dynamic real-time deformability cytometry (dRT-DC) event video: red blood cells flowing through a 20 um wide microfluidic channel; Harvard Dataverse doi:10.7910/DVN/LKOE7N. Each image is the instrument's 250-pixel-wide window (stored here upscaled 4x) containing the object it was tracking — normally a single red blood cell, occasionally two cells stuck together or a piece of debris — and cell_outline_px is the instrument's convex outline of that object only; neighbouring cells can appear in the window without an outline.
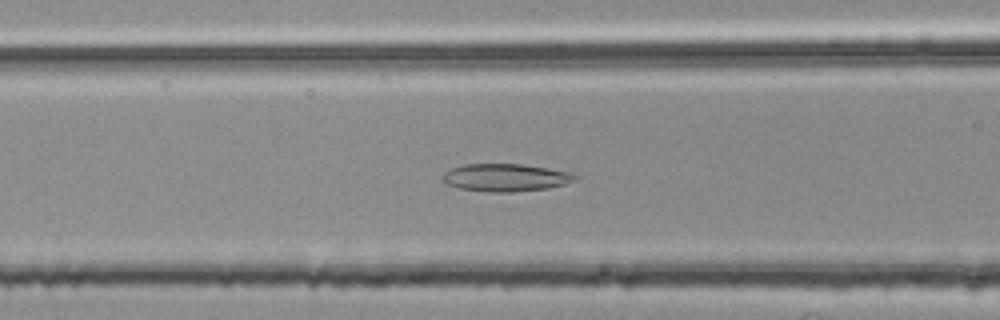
{"species": "common noctule bat (a hibernating species)", "species_latin": "Nyctalus noctula", "temperature_condition": "room temperature", "stored_images_in_passage": 43, "camera_frame_rate_fps": 3000, "um_per_image_px": 0.085, "animal": {"sex": "female", "body_mass_g": 25.1}, "frame": {"image": 1, "passage_image": 16, "time_ms": 5.0, "image_size_px": [1000, 320], "cell_outline_px": [[576, 180], [564, 184], [548, 188], [512, 192], [488, 192], [460, 188], [448, 184], [440, 180], [440, 176], [444, 172], [452, 168], [464, 164], [520, 164], [548, 168], [568, 172], [576, 176]], "centroid_in_image_um": [42.92, 15.09], "position_along_channel_um": 123.7, "area_um2": 21.27}}
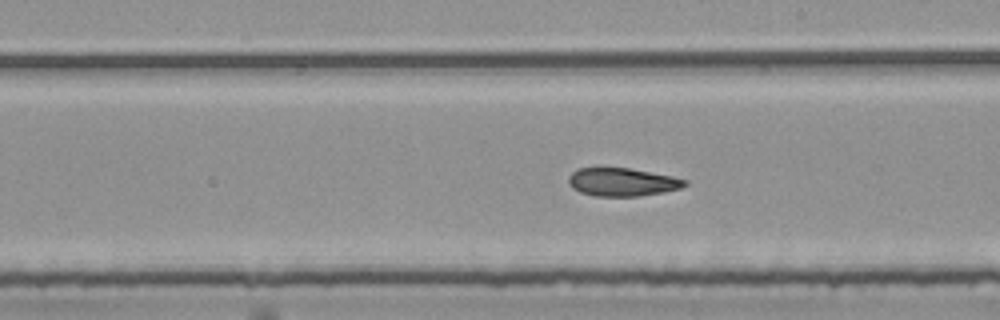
{"frame": {"image": 2, "passage_image": 25, "time_ms": 8.0, "image_size_px": [1000, 320], "cell_outline_px": [[688, 184], [680, 188], [664, 192], [640, 196], [596, 196], [580, 192], [572, 188], [568, 184], [568, 176], [576, 168], [628, 168], [672, 176], [688, 180]], "centroid_in_image_um": [52.88, 15.47], "position_along_channel_um": 236.1, "area_um2": 19.13}}
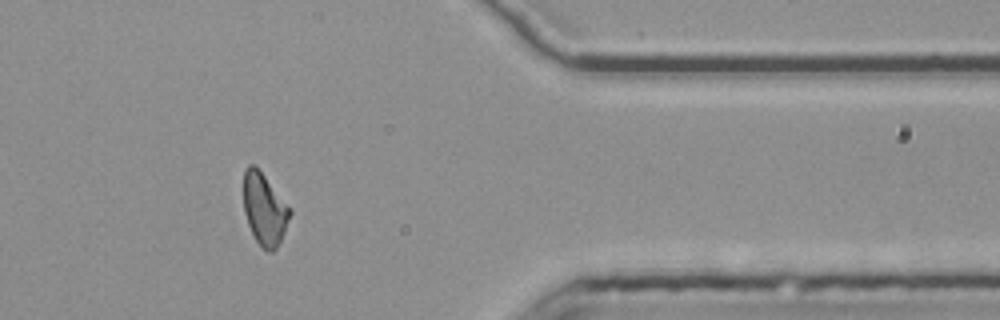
{"frame": {"image": 3, "passage_image": 39, "time_ms": 12.667, "image_size_px": [1000, 320], "cell_outline_px": [[292, 212], [280, 240], [276, 248], [272, 252], [268, 252], [256, 240], [248, 224], [244, 212], [244, 168], [248, 164], [256, 164], [292, 208]], "centroid_in_image_um": [22.48, 17.71], "position_along_channel_um": 388.9, "area_um2": 19.54}, "authors_computed_cell_mechanics": {"area_um2": 20.1144, "velocity_mm_per_s": 3.7539, "shape_relaxation_time_tau1_ms": null, "shape_relaxation_time_tau2_ms": 3.4951, "deformation_change_tau1": null, "deformation_change_tau2": 0.1035}}